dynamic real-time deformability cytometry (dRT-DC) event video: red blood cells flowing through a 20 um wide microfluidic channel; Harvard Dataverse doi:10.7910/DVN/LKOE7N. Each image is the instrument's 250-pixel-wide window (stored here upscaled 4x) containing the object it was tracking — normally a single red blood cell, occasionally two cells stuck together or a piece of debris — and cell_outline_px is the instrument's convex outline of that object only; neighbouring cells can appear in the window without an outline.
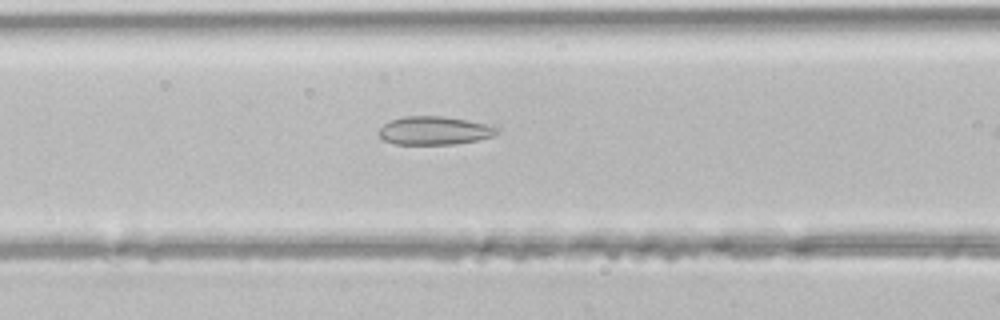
{"species": "common noctule bat (a hibernating species)", "species_latin": "Nyctalus noctula", "temperature_condition": "room temperature", "stored_images_in_passage": 7, "camera_frame_rate_fps": 3000, "um_per_image_px": 0.085, "animal": {"sex": "male", "body_mass_g": 21.5, "forearm_length_mm": 52.0}, "frame": {"image": 1, "passage_image": 6, "time_ms": 1.667, "image_size_px": [1000, 320], "cell_outline_px": [[496, 132], [492, 136], [476, 140], [456, 144], [392, 144], [384, 140], [380, 136], [380, 128], [384, 124], [392, 120], [404, 116], [444, 116], [468, 120], [484, 124], [496, 128]], "centroid_in_image_um": [36.87, 11.1], "position_along_channel_um": 129.7, "area_um2": 19.19}}